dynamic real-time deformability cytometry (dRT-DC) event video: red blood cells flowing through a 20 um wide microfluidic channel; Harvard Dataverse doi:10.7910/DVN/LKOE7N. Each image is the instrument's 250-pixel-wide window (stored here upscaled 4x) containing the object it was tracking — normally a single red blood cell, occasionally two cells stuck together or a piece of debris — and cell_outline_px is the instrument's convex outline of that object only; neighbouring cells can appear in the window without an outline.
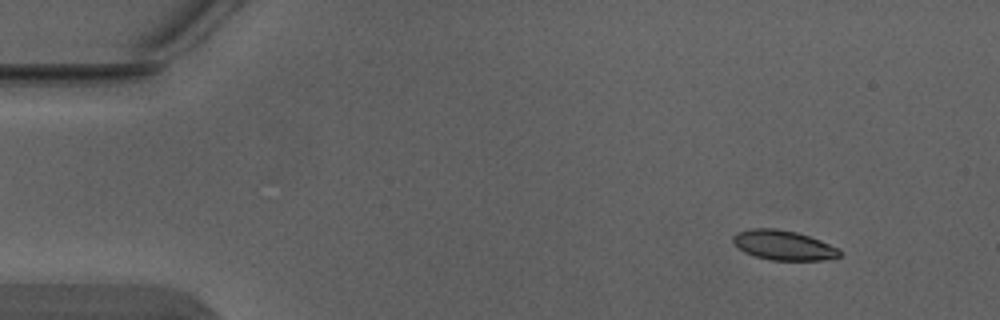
{"species": "Egyptian fruit bat (a non-hibernating species)", "species_latin": "Rousettus aegyptiacus", "temperature_condition": "warm", "stored_images_in_passage": 3, "camera_frame_rate_fps": 3000, "um_per_image_px": 0.085, "animal": {"sex": "male"}, "frame": {"image": 1, "passage_image": 1, "time_ms": 0.0, "image_size_px": [1000, 320], "cell_outline_px": [[840, 256], [824, 260], [768, 260], [744, 252], [732, 240], [732, 236], [736, 232], [752, 228], [776, 228], [796, 232], [820, 240], [836, 248], [840, 252]], "centroid_in_image_um": [66.55, 20.84], "position_along_channel_um": 18.4, "area_um2": 18.26}}